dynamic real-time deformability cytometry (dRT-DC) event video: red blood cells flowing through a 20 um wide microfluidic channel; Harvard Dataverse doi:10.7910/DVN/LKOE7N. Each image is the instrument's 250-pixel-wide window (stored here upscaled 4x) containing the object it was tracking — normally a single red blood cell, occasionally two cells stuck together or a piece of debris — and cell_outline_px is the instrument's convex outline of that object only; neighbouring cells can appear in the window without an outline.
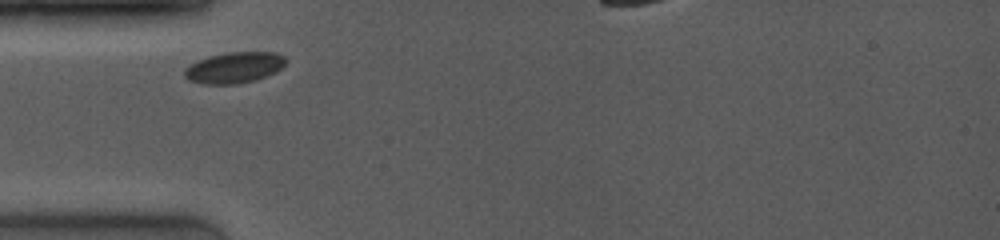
{"species": "common noctule bat (a hibernating species)", "species_latin": "Nyctalus noctula", "temperature_condition": "room temperature", "stored_images_in_passage": 10, "camera_frame_rate_fps": 4000, "um_per_image_px": 0.085, "animal": {"sex": "female", "body_mass_g": 19.0, "forearm_length_mm": 53.3}, "frame": {"image": 1, "passage_image": 1, "time_ms": 0.0, "image_size_px": [1000, 240], "cell_outline_px": [[288, 60], [276, 72], [256, 80], [236, 84], [200, 84], [188, 80], [184, 76], [184, 68], [196, 60], [208, 56], [228, 52], [276, 52], [284, 56]], "centroid_in_image_um": [19.89, 5.74], "position_along_channel_um": 65.1, "area_um2": 18.55}}
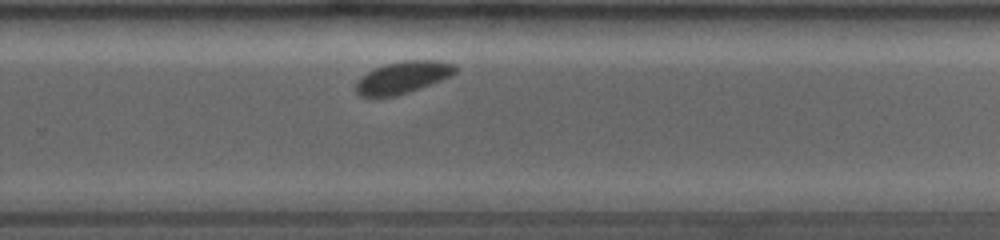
{"frame": {"image": 2, "passage_image": 10, "time_ms": 6.0, "image_size_px": [1000, 240], "cell_outline_px": [[460, 68], [456, 72], [432, 84], [396, 96], [376, 100], [368, 100], [360, 96], [356, 92], [356, 84], [368, 72], [384, 64], [404, 60], [440, 60], [456, 64]], "centroid_in_image_um": [34.23, 6.61], "position_along_channel_um": 295.6, "area_um2": 19.02}}